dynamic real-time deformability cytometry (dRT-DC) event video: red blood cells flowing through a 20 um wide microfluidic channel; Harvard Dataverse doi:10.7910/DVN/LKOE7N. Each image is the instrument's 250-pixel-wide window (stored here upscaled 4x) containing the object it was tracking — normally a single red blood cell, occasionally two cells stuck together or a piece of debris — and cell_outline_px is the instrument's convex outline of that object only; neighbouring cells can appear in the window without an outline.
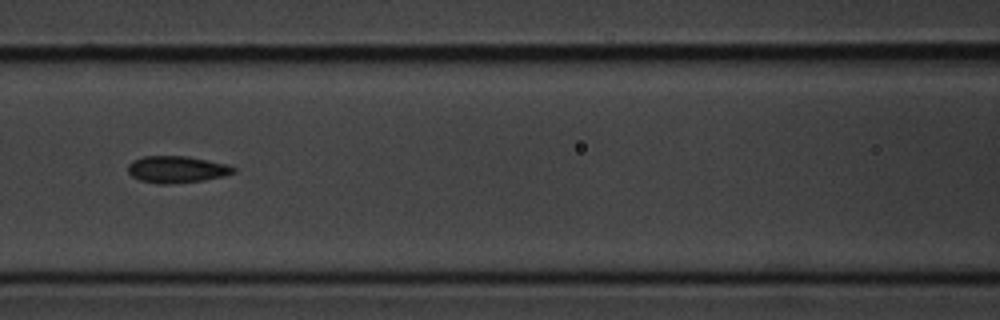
{"species": "common noctule bat (a hibernating species)", "species_latin": "Nyctalus noctula", "temperature_condition": "cold", "stored_images_in_passage": 11, "segment_of_instrument_passage": [1, 2], "camera_frame_rate_fps": 3000, "um_per_image_px": 0.085, "animal": {"sex": "male", "body_mass_g": 20.1, "forearm_length_mm": 53.5}, "frame": {"image": 1, "passage_image": 7, "time_ms": 7.0, "image_size_px": [1000, 320], "cell_outline_px": [[236, 172], [224, 176], [204, 180], [168, 184], [160, 184], [140, 180], [132, 176], [128, 172], [128, 164], [132, 160], [144, 156], [188, 156], [228, 164], [236, 168]], "centroid_in_image_um": [15.04, 14.39], "position_along_channel_um": 151.6, "area_um2": 16.59}}
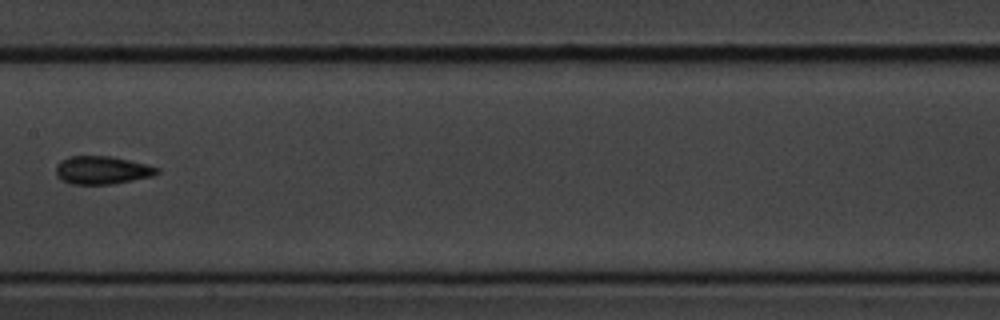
{"frame": {"image": 2, "passage_image": 8, "time_ms": 8.333, "image_size_px": [1000, 320], "cell_outline_px": [[160, 172], [152, 176], [112, 184], [72, 184], [56, 176], [56, 164], [60, 160], [68, 156], [112, 156], [160, 168]], "centroid_in_image_um": [8.65, 14.45], "position_along_channel_um": 198.8, "area_um2": 16.47}}
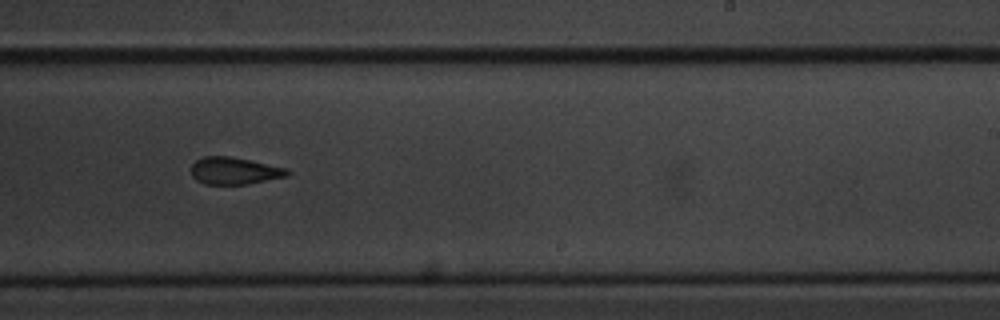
{"frame": {"image": 3, "passage_image": 10, "time_ms": 10.333, "image_size_px": [1000, 320], "cell_outline_px": [[292, 172], [288, 176], [248, 184], [204, 184], [196, 180], [192, 176], [192, 164], [196, 160], [204, 156], [228, 156], [248, 160], [284, 168]], "centroid_in_image_um": [19.9, 14.53], "position_along_channel_um": 269.1, "area_um2": 15.03}}